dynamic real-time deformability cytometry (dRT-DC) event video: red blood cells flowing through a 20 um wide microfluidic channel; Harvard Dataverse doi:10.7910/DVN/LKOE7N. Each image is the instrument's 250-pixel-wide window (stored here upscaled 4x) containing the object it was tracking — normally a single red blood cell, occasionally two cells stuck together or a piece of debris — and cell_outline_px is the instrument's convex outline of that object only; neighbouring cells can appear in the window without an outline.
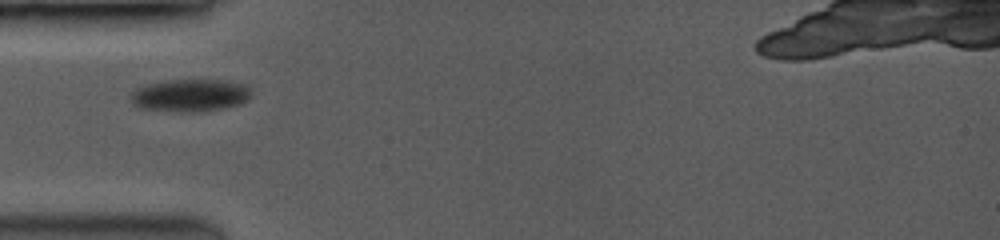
{"species": "common noctule bat (a hibernating species)", "species_latin": "Nyctalus noctula", "temperature_condition": "room temperature", "stored_images_in_passage": 34, "camera_frame_rate_fps": 3500, "um_per_image_px": 0.085, "animal": {"sex": "female", "body_mass_g": 19.0, "forearm_length_mm": 53.3}, "frame": {"image": 1, "passage_image": 1, "time_ms": 0.0, "image_size_px": [1000, 240], "cell_outline_px": [[248, 96], [240, 104], [220, 108], [196, 112], [144, 108], [136, 104], [132, 100], [132, 92], [136, 88], [148, 84], [164, 80], [220, 80], [240, 84], [248, 88]], "centroid_in_image_um": [16.12, 8.08], "position_along_channel_um": 68.9, "area_um2": 21.85}}
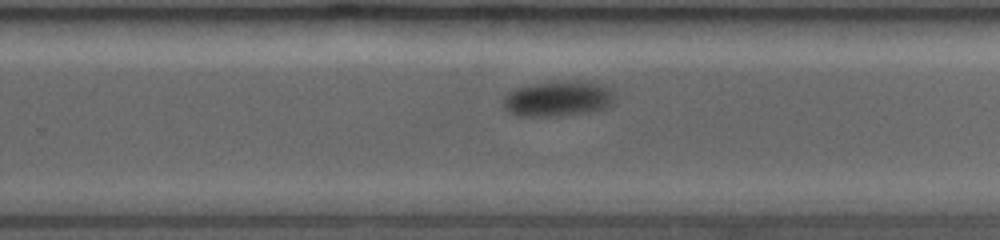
{"frame": {"image": 2, "passage_image": 21, "time_ms": 5.714, "image_size_px": [1000, 240], "cell_outline_px": [[612, 96], [608, 104], [604, 108], [588, 112], [552, 116], [520, 116], [504, 108], [504, 96], [508, 92], [532, 84], [600, 84], [612, 92]], "centroid_in_image_um": [47.33, 8.45], "position_along_channel_um": 282.5, "area_um2": 21.21}}
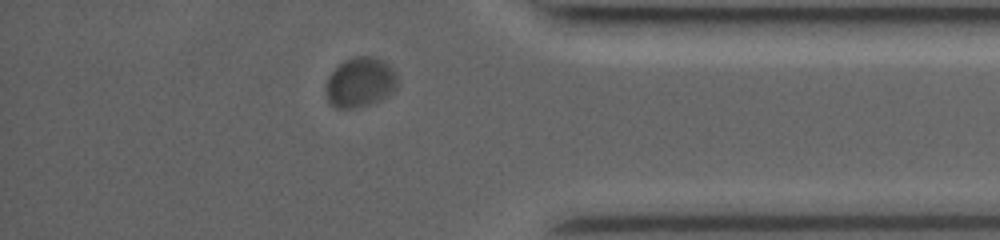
{"frame": {"image": 3, "passage_image": 30, "time_ms": 9.143, "image_size_px": [1000, 240], "cell_outline_px": [[400, 84], [392, 92], [380, 100], [356, 108], [336, 108], [328, 100], [324, 92], [328, 76], [344, 60], [356, 56], [372, 56], [384, 60], [396, 72], [400, 80]], "centroid_in_image_um": [30.64, 6.99], "position_along_channel_um": 404.6, "area_um2": 21.1}}